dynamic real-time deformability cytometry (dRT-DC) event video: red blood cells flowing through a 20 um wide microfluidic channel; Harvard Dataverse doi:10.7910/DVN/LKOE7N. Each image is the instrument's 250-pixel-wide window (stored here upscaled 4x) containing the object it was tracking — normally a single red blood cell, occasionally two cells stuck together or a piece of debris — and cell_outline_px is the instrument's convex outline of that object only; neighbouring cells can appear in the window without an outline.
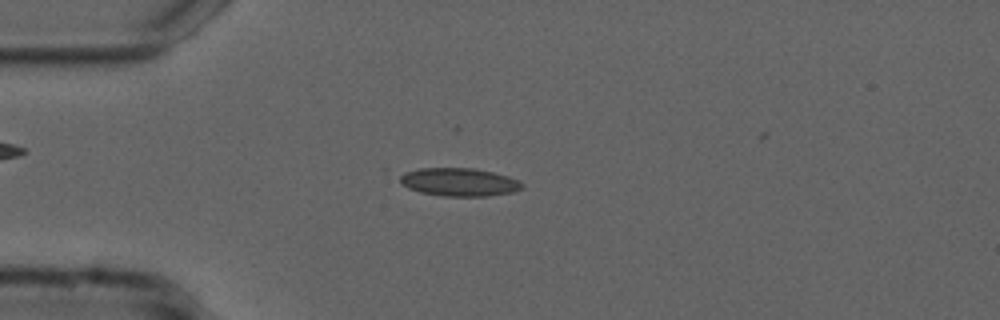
{"species": "common noctule bat (a hibernating species)", "species_latin": "Nyctalus noctula", "temperature_condition": "cold", "stored_images_in_passage": 48, "camera_frame_rate_fps": 3000, "um_per_image_px": 0.085, "animal": {"sex": "male", "forearm_length_mm": 52.5}, "frame": {"image": 1, "passage_image": 13, "time_ms": 4.0, "image_size_px": [1000, 320], "cell_outline_px": [[524, 188], [512, 192], [488, 196], [444, 196], [420, 192], [408, 188], [400, 184], [384, 172], [384, 168], [472, 168], [492, 172], [508, 176], [524, 184]], "centroid_in_image_um": [38.63, 15.42], "position_along_channel_um": 46.4, "area_um2": 21.56}}
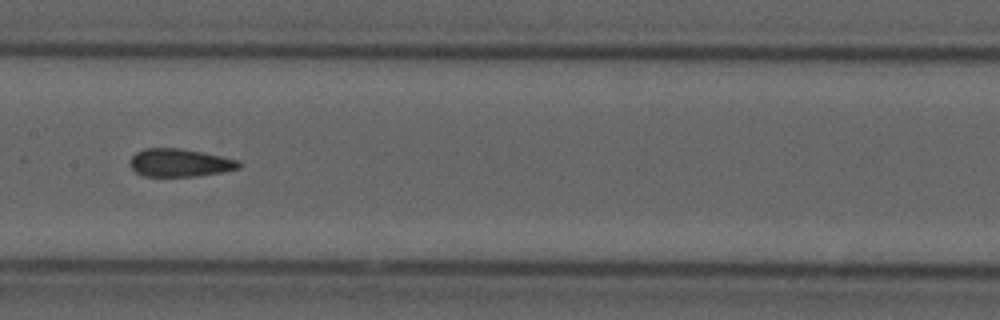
{"frame": {"image": 2, "passage_image": 26, "time_ms": 8.333, "image_size_px": [1000, 320], "cell_outline_px": [[244, 164], [240, 168], [224, 172], [196, 176], [144, 176], [136, 172], [128, 164], [128, 160], [136, 152], [144, 148], [180, 148], [240, 160]], "centroid_in_image_um": [15.29, 13.83], "position_along_channel_um": 192.1, "area_um2": 17.92}}
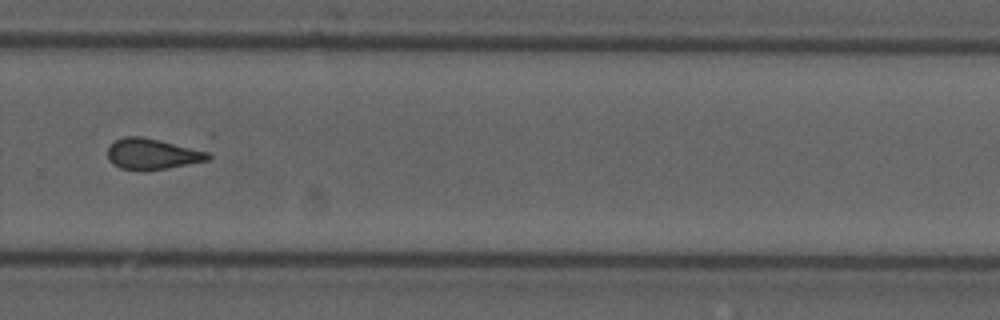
{"frame": {"image": 3, "passage_image": 36, "time_ms": 11.667, "image_size_px": [1000, 320], "cell_outline_px": [[212, 156], [208, 160], [168, 168], [144, 172], [140, 172], [120, 168], [112, 164], [108, 160], [108, 148], [116, 140], [124, 136], [140, 136], [204, 148]], "centroid_in_image_um": [13.0, 13.09], "position_along_channel_um": 316.8, "area_um2": 18.79}}